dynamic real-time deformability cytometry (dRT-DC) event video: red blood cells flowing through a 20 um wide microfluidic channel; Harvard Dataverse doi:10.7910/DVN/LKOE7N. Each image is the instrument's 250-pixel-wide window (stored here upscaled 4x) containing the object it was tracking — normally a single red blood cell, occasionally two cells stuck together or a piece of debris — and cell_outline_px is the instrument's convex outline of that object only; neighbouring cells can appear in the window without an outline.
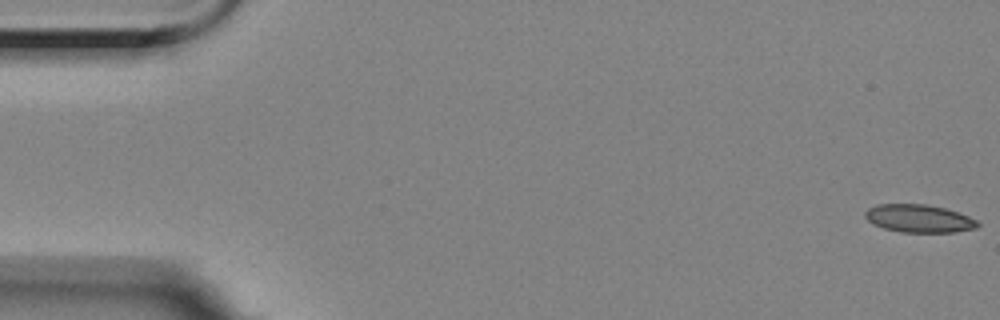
{"species": "Egyptian fruit bat (a non-hibernating species)", "species_latin": "Rousettus aegyptiacus", "temperature_condition": "room temperature", "stored_images_in_passage": 58, "camera_frame_rate_fps": 3000, "um_per_image_px": 0.085, "animal": {"sex": "female"}, "frame": {"image": 1, "passage_image": 1, "time_ms": 0.0, "image_size_px": [1000, 320], "cell_outline_px": [[980, 224], [976, 228], [956, 232], [900, 232], [884, 228], [872, 224], [864, 216], [864, 212], [868, 208], [876, 204], [924, 204], [944, 208], [968, 216], [976, 220]], "centroid_in_image_um": [78.08, 18.57], "position_along_channel_um": 6.9, "area_um2": 18.26}}
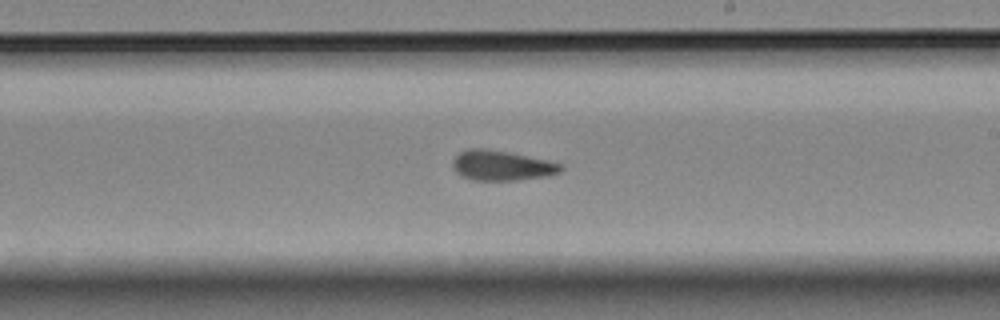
{"frame": {"image": 2, "passage_image": 33, "time_ms": 10.667, "image_size_px": [1000, 320], "cell_outline_px": [[564, 168], [560, 172], [548, 176], [516, 180], [472, 180], [456, 172], [452, 168], [452, 160], [460, 152], [468, 148], [484, 148], [508, 152], [548, 160], [560, 164]], "centroid_in_image_um": [42.63, 14.06], "position_along_channel_um": 246.4, "area_um2": 18.9}}
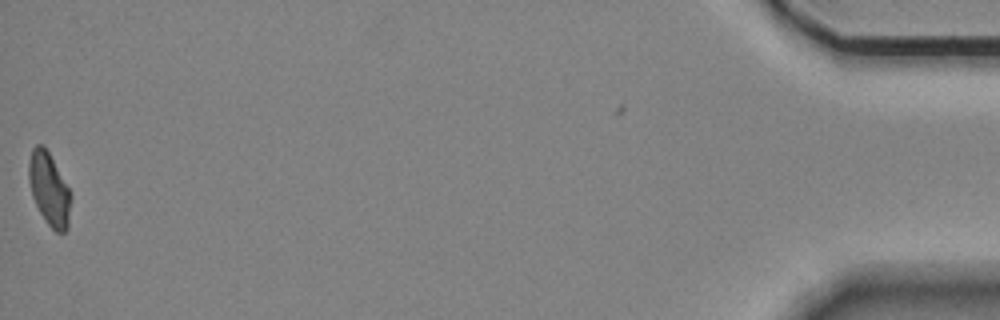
{"frame": {"image": 3, "passage_image": 57, "time_ms": 18.667, "image_size_px": [1000, 320], "cell_outline_px": [[72, 196], [68, 228], [64, 232], [56, 232], [48, 224], [40, 212], [32, 196], [28, 180], [28, 164], [32, 148], [36, 144], [44, 144], [68, 188]], "centroid_in_image_um": [4.17, 16.07], "position_along_channel_um": 431.0, "area_um2": 17.8}, "authors_computed_cell_mechanics": {"area_um2": 18.7272, "velocity_mm_per_s": 3.5089, "shape_relaxation_time_tau1_ms": 8.0192, "shape_relaxation_time_tau2_ms": 1.7641, "deformation_change_tau1": 0.1634, "deformation_change_tau2": 0.0857}}